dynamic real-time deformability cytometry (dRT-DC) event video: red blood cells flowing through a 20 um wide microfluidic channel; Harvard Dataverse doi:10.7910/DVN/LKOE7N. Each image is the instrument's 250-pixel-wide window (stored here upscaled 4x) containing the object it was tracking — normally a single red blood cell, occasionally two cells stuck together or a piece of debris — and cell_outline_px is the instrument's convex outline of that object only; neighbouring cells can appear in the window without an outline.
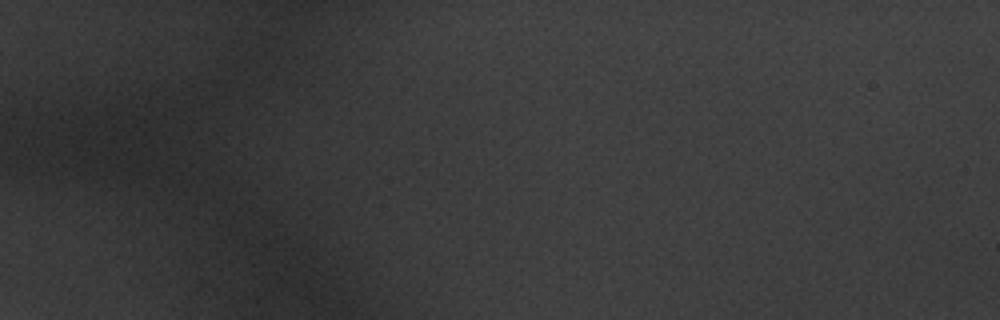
{"species": "common noctule bat (a hibernating species)", "species_latin": "Nyctalus noctula", "temperature_condition": "warm", "stored_images_in_passage": 2, "camera_frame_rate_fps": 3000, "um_per_image_px": 0.085, "animal": {"sex": "male", "body_mass_g": 20.1, "forearm_length_mm": 53.5}, "frame": {"image": 1, "passage_image": 1, "time_ms": 0.0, "image_size_px": [1000, 320], "cell_outline_px": [[148, 168], [140, 172], [116, 176], [108, 176], [92, 156], [92, 136], [96, 132], [136, 124], [144, 132]], "centroid_in_image_um": [10.24, 12.79], "position_along_channel_um": 74.8, "area_um2": 16.76}}